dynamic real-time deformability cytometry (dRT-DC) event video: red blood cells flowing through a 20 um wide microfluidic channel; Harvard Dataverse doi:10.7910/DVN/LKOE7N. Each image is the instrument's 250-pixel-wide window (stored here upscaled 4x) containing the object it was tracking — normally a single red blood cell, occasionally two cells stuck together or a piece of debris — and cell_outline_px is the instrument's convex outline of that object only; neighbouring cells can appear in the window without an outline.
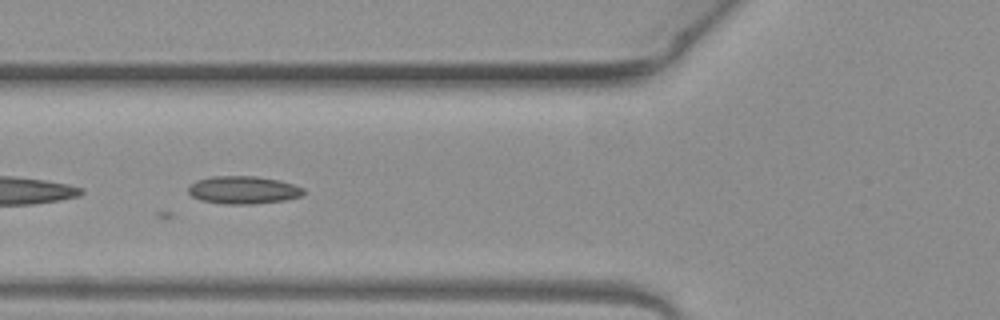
{"species": "common noctule bat (a hibernating species)", "species_latin": "Nyctalus noctula", "temperature_condition": "warm", "stored_images_in_passage": 9, "camera_frame_rate_fps": 3000, "um_per_image_px": 0.085, "animal": {"sex": "female", "body_mass_g": 19.3, "forearm_length_mm": 54.1}, "frame": {"image": 1, "passage_image": 7, "time_ms": 2.0, "image_size_px": [1000, 320], "cell_outline_px": [[304, 196], [284, 200], [252, 204], [224, 204], [200, 200], [192, 196], [188, 192], [188, 188], [196, 180], [212, 176], [256, 176], [280, 180], [304, 188]], "centroid_in_image_um": [20.69, 16.15], "position_along_channel_um": 105.1, "area_um2": 18.73}}
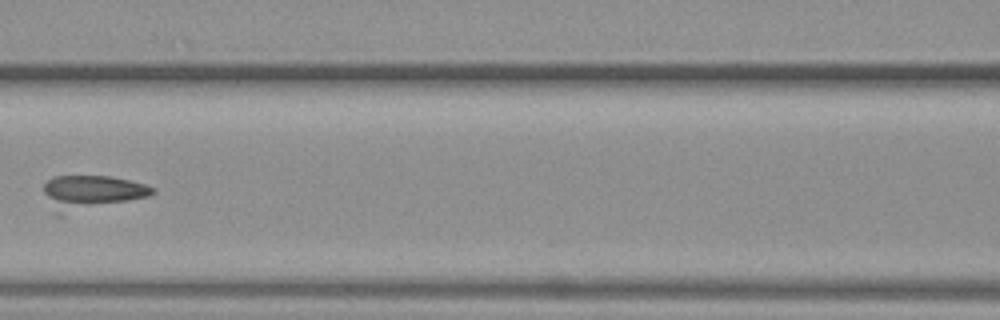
{"frame": {"image": 2, "passage_image": 8, "time_ms": 2.333, "image_size_px": [1000, 320], "cell_outline_px": [[156, 192], [148, 196], [60, 216], [52, 216], [44, 192], [44, 184], [52, 176], [112, 176], [144, 184], [156, 188]], "centroid_in_image_um": [7.69, 16.38], "position_along_channel_um": 158.9, "area_um2": 22.02}}
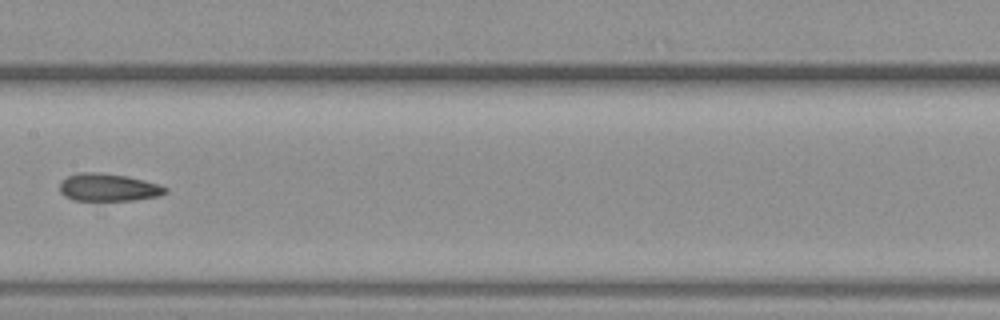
{"frame": {"image": 3, "passage_image": 9, "time_ms": 2.667, "image_size_px": [1000, 320], "cell_outline_px": [[168, 192], [160, 196], [132, 200], [72, 200], [64, 196], [60, 192], [60, 184], [68, 176], [80, 172], [96, 172], [124, 176], [144, 180], [160, 184], [168, 188]], "centroid_in_image_um": [9.23, 15.94], "position_along_channel_um": 198.2, "area_um2": 16.94}}